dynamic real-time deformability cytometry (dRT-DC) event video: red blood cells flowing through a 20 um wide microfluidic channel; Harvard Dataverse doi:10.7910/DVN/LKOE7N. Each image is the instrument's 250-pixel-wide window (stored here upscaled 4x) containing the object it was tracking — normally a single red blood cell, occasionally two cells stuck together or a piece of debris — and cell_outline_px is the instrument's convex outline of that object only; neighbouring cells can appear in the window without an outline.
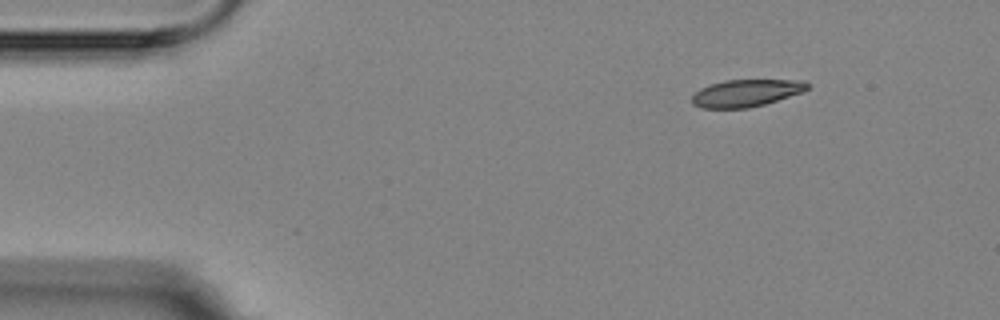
{"species": "Egyptian fruit bat (a non-hibernating species)", "species_latin": "Rousettus aegyptiacus", "temperature_condition": "room temperature", "stored_images_in_passage": 4, "camera_frame_rate_fps": 3000, "um_per_image_px": 0.085, "animal": {"sex": "female"}, "frame": {"image": 1, "passage_image": 1, "time_ms": 0.0, "image_size_px": [1000, 320], "cell_outline_px": [[808, 88], [804, 92], [764, 104], [748, 108], [704, 108], [692, 104], [692, 96], [700, 88], [724, 80], [804, 80], [808, 84]], "centroid_in_image_um": [63.43, 7.91], "position_along_channel_um": 21.6, "area_um2": 18.21}}